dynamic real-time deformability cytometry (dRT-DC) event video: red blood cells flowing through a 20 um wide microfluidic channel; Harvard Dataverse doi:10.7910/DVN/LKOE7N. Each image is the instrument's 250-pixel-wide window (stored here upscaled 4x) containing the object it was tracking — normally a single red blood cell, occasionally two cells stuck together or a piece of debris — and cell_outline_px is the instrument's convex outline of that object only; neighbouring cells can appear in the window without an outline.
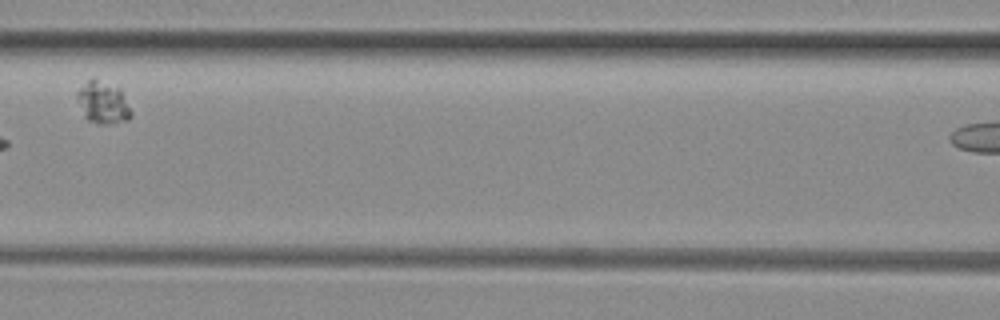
{"species": "common noctule bat (a hibernating species)", "species_latin": "Nyctalus noctula", "temperature_condition": "room temperature", "stored_images_in_passage": 8, "segment_of_instrument_passage": [1, 2], "camera_frame_rate_fps": 3000, "um_per_image_px": 0.085, "animal": {"sex": "female", "body_mass_g": 29.2, "forearm_length_mm": 56.3}, "frame": {"image": 1, "passage_image": 6, "time_ms": 1.667, "image_size_px": [1000, 320], "cell_outline_px": [[132, 116], [128, 120], [104, 124], [100, 124], [88, 120], [84, 116], [76, 96], [76, 92], [92, 76], [120, 88], [132, 112]], "centroid_in_image_um": [8.75, 8.7], "position_along_channel_um": 157.9, "area_um2": 13.29}}
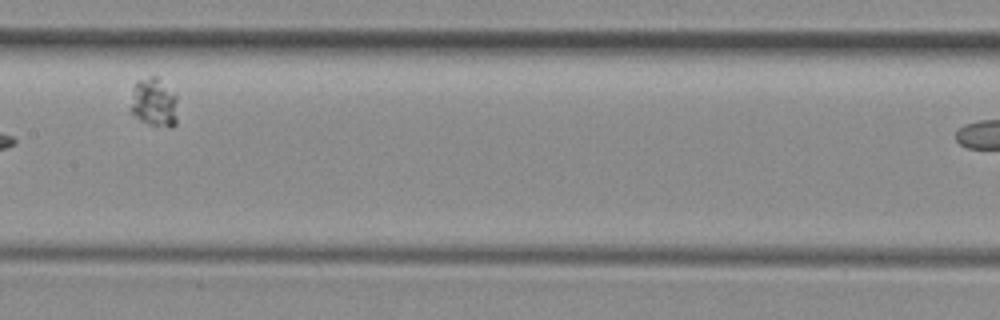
{"frame": {"image": 2, "passage_image": 7, "time_ms": 2.0, "image_size_px": [1000, 320], "cell_outline_px": [[176, 124], [172, 128], [168, 128], [148, 124], [140, 120], [128, 108], [132, 84], [136, 80], [148, 76], [160, 76], [176, 92]], "centroid_in_image_um": [13.07, 8.65], "position_along_channel_um": 194.3, "area_um2": 14.28}}